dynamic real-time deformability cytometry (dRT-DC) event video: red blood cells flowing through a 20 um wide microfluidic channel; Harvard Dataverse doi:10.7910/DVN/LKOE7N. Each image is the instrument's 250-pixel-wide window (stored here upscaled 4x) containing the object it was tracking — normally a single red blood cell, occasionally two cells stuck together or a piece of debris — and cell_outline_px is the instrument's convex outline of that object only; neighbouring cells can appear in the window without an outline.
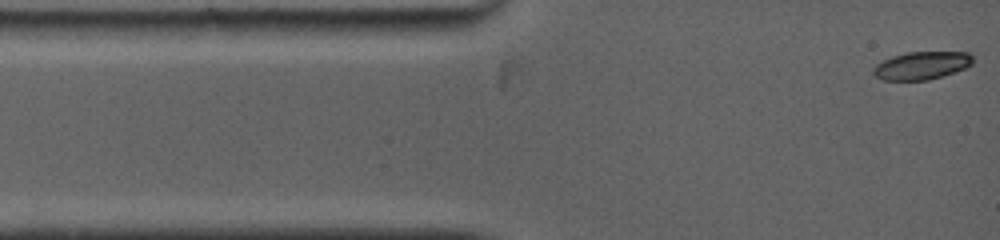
{"species": "common noctule bat (a hibernating species)", "species_latin": "Nyctalus noctula", "temperature_condition": "warm", "stored_images_in_passage": 70, "camera_frame_rate_fps": 5000, "um_per_image_px": 0.085, "animal": {"sex": "female", "body_mass_g": 19.0, "forearm_length_mm": 53.3}, "frame": {"image": 1, "passage_image": 1, "time_ms": 0.0, "image_size_px": [1000, 240], "cell_outline_px": [[972, 64], [964, 68], [944, 76], [928, 80], [884, 80], [876, 76], [872, 72], [872, 68], [876, 64], [892, 56], [908, 52], [968, 52], [972, 56]], "centroid_in_image_um": [78.33, 5.57], "position_along_channel_um": 6.7, "area_um2": 16.13}}
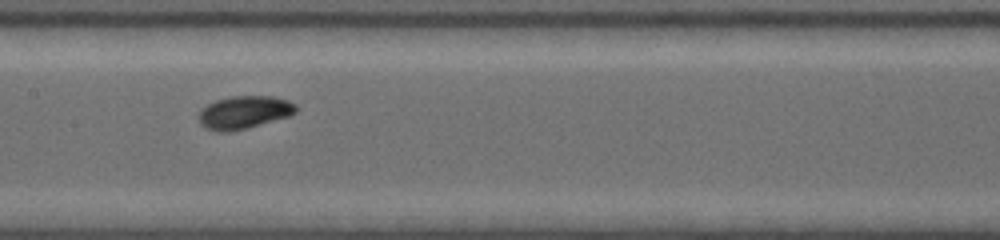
{"frame": {"image": 2, "passage_image": 31, "time_ms": 5.8, "image_size_px": [1000, 240], "cell_outline_px": [[296, 112], [288, 116], [248, 128], [228, 132], [216, 132], [204, 128], [200, 124], [196, 116], [200, 108], [216, 100], [232, 96], [272, 96], [288, 100], [296, 104]], "centroid_in_image_um": [20.68, 9.56], "position_along_channel_um": 186.7, "area_um2": 18.9}}
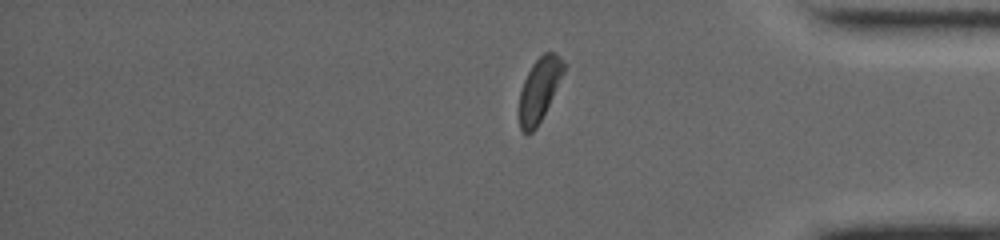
{"frame": {"image": 3, "passage_image": 60, "time_ms": 11.4, "image_size_px": [1000, 240], "cell_outline_px": [[564, 72], [536, 128], [532, 132], [524, 132], [520, 128], [520, 92], [524, 80], [532, 64], [544, 52], [556, 52], [560, 56], [564, 64]], "centroid_in_image_um": [45.84, 7.56], "position_along_channel_um": 389.4, "area_um2": 15.9}, "authors_computed_cell_mechanics": {"area_um2": 17.3978, "velocity_mm_per_s": 3.9459, "shape_relaxation_time_tau1_ms": 1.9859, "shape_relaxation_time_tau2_ms": 9.5379, "deformation_change_tau1": 0.1253, "deformation_change_tau2": 0.1007}}